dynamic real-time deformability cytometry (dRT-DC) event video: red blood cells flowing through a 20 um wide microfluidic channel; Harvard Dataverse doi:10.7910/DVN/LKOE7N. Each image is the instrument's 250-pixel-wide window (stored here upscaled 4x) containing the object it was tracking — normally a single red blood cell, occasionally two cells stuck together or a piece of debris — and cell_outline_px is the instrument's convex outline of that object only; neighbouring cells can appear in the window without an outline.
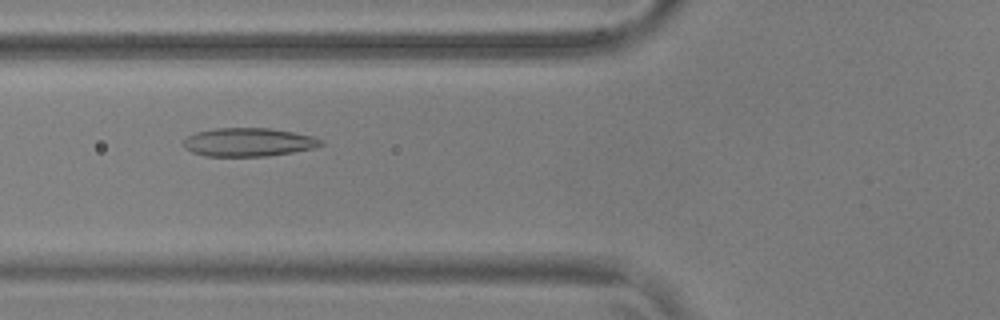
{"species": "common noctule bat (a hibernating species)", "species_latin": "Nyctalus noctula", "temperature_condition": "warm", "stored_images_in_passage": 48, "camera_frame_rate_fps": 3000, "um_per_image_px": 0.085, "animal": {"sex": "male", "body_mass_g": 17.9, "forearm_length_mm": 54.2}, "frame": {"image": 1, "passage_image": 14, "time_ms": 4.333, "image_size_px": [1000, 320], "cell_outline_px": [[324, 144], [312, 148], [292, 152], [268, 156], [204, 156], [192, 152], [184, 148], [184, 140], [188, 136], [196, 132], [216, 128], [268, 128], [292, 132], [312, 136], [324, 140]], "centroid_in_image_um": [21.11, 12.09], "position_along_channel_um": 104.7, "area_um2": 22.72}}
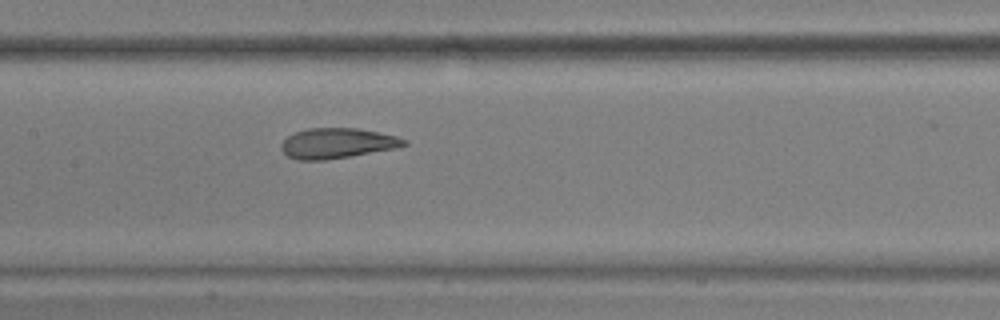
{"frame": {"image": 2, "passage_image": 20, "time_ms": 6.333, "image_size_px": [1000, 320], "cell_outline_px": [[408, 144], [396, 148], [324, 160], [296, 160], [288, 156], [280, 148], [280, 144], [288, 136], [296, 132], [308, 128], [360, 128], [396, 136], [408, 140]], "centroid_in_image_um": [28.65, 12.17], "position_along_channel_um": 178.7, "area_um2": 21.56}}
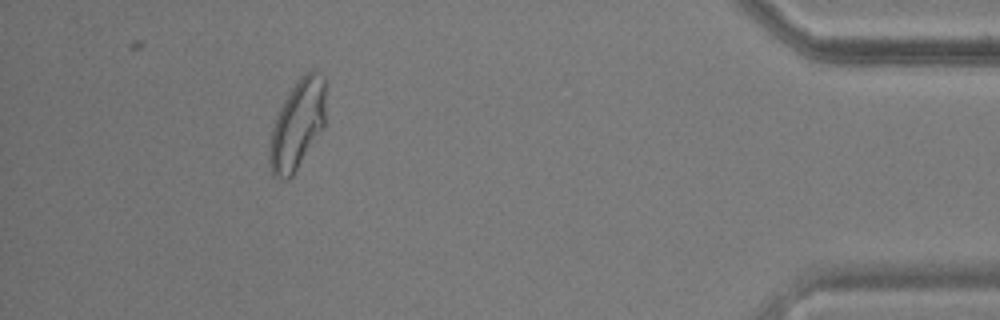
{"frame": {"image": 3, "passage_image": 43, "time_ms": 14.0, "image_size_px": [1000, 320], "cell_outline_px": [[328, 80], [324, 128], [292, 176], [288, 180], [280, 180], [272, 176], [268, 164], [268, 148], [272, 128], [280, 108], [284, 100], [296, 80], [304, 72], [312, 68], [324, 76]], "centroid_in_image_um": [25.31, 10.56], "position_along_channel_um": 409.9, "area_um2": 30.35}, "authors_computed_cell_mechanics": {"area_um2": 23.5246, "velocity_mm_per_s": 3.6816, "shape_relaxation_time_tau1_ms": 6.2246, "shape_relaxation_time_tau2_ms": 1.1145, "deformation_change_tau1": 0.1753, "deformation_change_tau2": 0.0728}}